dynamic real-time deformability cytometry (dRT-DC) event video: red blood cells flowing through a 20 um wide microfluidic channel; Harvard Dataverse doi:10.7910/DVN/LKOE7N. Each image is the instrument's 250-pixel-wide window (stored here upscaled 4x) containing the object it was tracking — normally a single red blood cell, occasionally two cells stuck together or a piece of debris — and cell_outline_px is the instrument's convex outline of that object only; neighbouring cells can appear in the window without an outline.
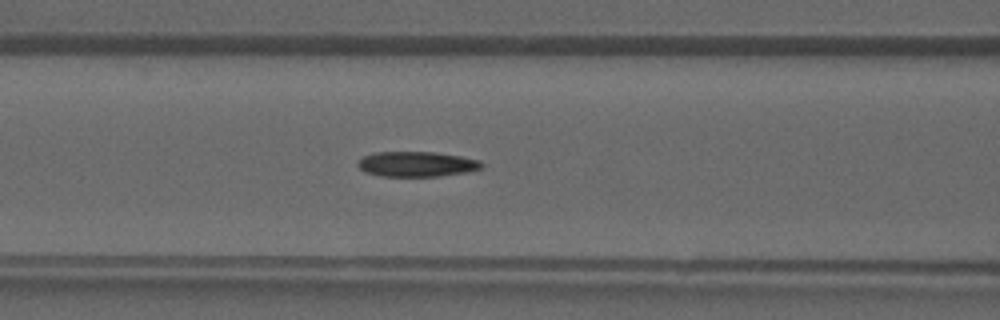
{"species": "common noctule bat (a hibernating species)", "species_latin": "Nyctalus noctula", "temperature_condition": "warm", "stored_images_in_passage": 37, "camera_frame_rate_fps": 3000, "um_per_image_px": 0.085, "animal": {"sex": "male", "forearm_length_mm": 52.5}, "frame": {"image": 1, "passage_image": 12, "time_ms": 3.667, "image_size_px": [1000, 320], "cell_outline_px": [[484, 164], [480, 168], [468, 172], [440, 176], [384, 176], [368, 172], [360, 168], [356, 164], [364, 156], [376, 152], [436, 152], [460, 156], [480, 160]], "centroid_in_image_um": [35.46, 13.94], "position_along_channel_um": 131.1, "area_um2": 17.98}}
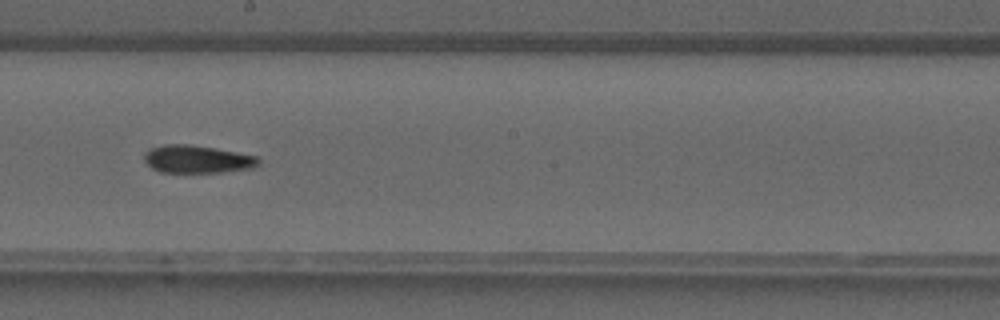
{"frame": {"image": 2, "passage_image": 18, "time_ms": 5.667, "image_size_px": [1000, 320], "cell_outline_px": [[260, 164], [252, 168], [220, 172], [160, 172], [152, 168], [144, 160], [144, 152], [152, 148], [164, 144], [192, 144], [236, 152], [256, 156], [260, 160]], "centroid_in_image_um": [16.75, 13.52], "position_along_channel_um": 231.5, "area_um2": 18.44}}
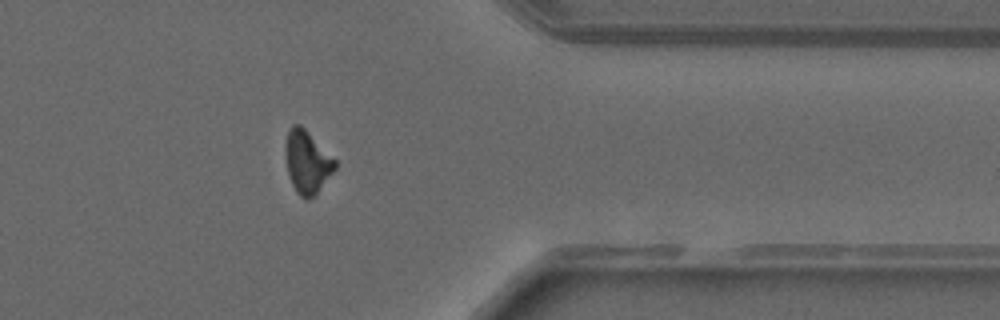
{"frame": {"image": 3, "passage_image": 28, "time_ms": 9.0, "image_size_px": [1000, 320], "cell_outline_px": [[336, 168], [316, 192], [308, 200], [300, 196], [296, 192], [292, 184], [288, 172], [284, 156], [284, 148], [288, 132], [292, 124], [300, 124], [336, 160]], "centroid_in_image_um": [26.07, 13.75], "position_along_channel_um": 385.3, "area_um2": 17.86}}